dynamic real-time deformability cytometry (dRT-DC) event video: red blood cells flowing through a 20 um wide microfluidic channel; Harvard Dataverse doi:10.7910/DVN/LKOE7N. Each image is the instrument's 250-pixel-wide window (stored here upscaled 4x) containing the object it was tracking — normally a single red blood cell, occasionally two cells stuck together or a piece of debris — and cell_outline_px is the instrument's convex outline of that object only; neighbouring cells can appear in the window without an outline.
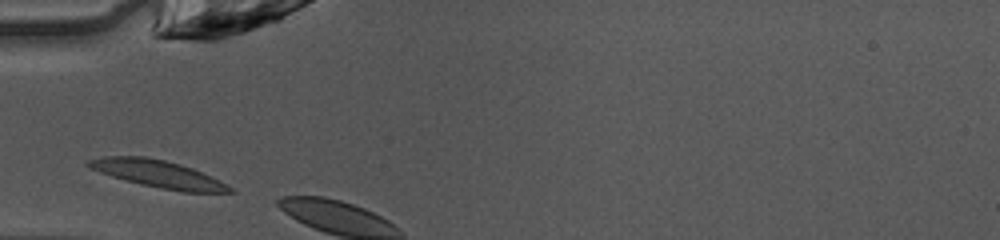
{"species": "common noctule bat (a hibernating species)", "species_latin": "Nyctalus noctula", "temperature_condition": "warm", "stored_images_in_passage": 2, "camera_frame_rate_fps": 3000, "um_per_image_px": 0.085, "animal": {"sex": "female", "body_mass_g": 10.0, "forearm_length_mm": 53.1}, "frame": {"image": 1, "passage_image": 1, "time_ms": 0.0, "image_size_px": [1000, 240], "cell_outline_px": [[236, 192], [180, 192], [140, 184], [124, 180], [88, 168], [84, 164], [88, 160], [104, 156], [144, 156], [164, 160], [180, 164], [192, 168], [212, 176], [220, 180], [232, 188]], "centroid_in_image_um": [13.42, 14.78], "position_along_channel_um": 71.6, "area_um2": 22.54}}